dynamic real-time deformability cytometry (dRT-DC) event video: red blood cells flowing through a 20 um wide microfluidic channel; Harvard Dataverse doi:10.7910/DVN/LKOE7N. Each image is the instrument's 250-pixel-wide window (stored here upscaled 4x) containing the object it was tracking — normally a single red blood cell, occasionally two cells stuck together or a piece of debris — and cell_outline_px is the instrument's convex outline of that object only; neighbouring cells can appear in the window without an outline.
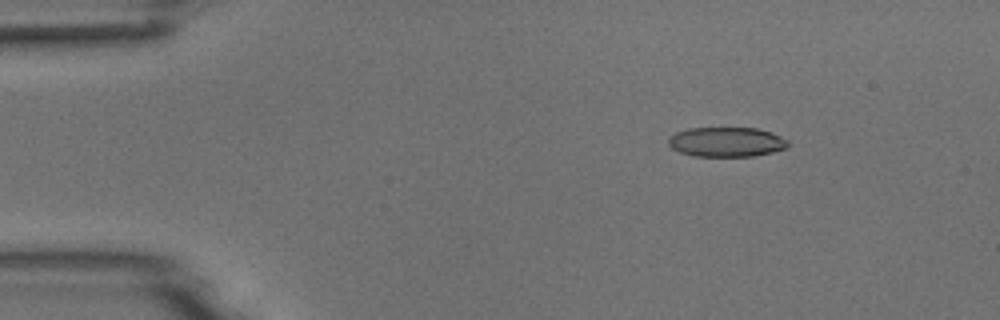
{"species": "common noctule bat (a hibernating species)", "species_latin": "Nyctalus noctula", "temperature_condition": "room temperature", "stored_images_in_passage": 4, "camera_frame_rate_fps": 3000, "um_per_image_px": 0.085, "animal": {"sex": "male", "body_mass_g": 18.8}, "frame": {"image": 1, "passage_image": 2, "time_ms": 1.0, "image_size_px": [1000, 320], "cell_outline_px": [[788, 148], [756, 156], [692, 156], [680, 152], [672, 148], [668, 144], [668, 140], [676, 132], [688, 128], [756, 128], [772, 132], [788, 140]], "centroid_in_image_um": [61.77, 12.07], "position_along_channel_um": 23.2, "area_um2": 20.75}}
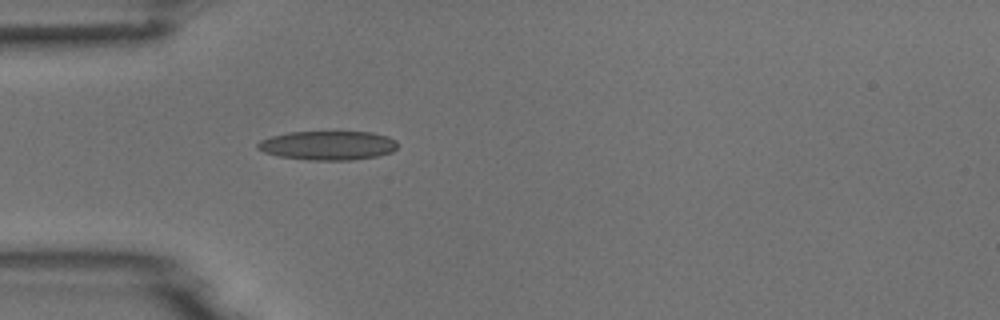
{"frame": {"image": 2, "passage_image": 4, "time_ms": 3.667, "image_size_px": [1000, 320], "cell_outline_px": [[396, 148], [392, 152], [376, 156], [352, 160], [308, 160], [280, 156], [264, 152], [256, 148], [256, 144], [260, 140], [272, 136], [288, 132], [372, 132], [388, 136], [396, 140]], "centroid_in_image_um": [27.86, 12.36], "position_along_channel_um": 57.1, "area_um2": 23.7}}